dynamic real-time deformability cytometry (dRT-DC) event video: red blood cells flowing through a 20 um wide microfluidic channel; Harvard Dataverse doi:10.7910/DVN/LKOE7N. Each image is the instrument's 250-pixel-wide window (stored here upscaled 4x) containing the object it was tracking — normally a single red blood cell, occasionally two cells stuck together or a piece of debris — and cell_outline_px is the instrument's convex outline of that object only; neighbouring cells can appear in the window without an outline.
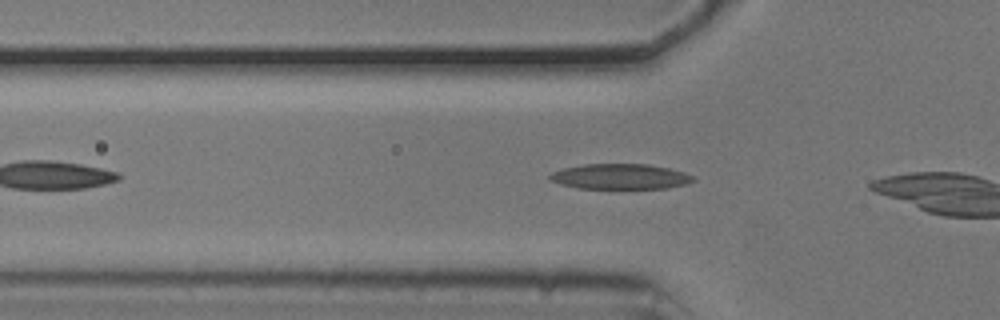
{"species": "common noctule bat (a hibernating species)", "species_latin": "Nyctalus noctula", "temperature_condition": "cold", "stored_images_in_passage": 9, "camera_frame_rate_fps": 3000, "um_per_image_px": 0.085, "animal": {"sex": "male", "body_mass_g": 20.5, "forearm_length_mm": 52.5}, "frame": {"image": 1, "passage_image": 3, "time_ms": 0.667, "image_size_px": [1000, 320], "cell_outline_px": [[696, 180], [688, 184], [668, 188], [580, 188], [560, 184], [548, 180], [548, 176], [552, 172], [560, 168], [584, 164], [648, 164], [668, 168], [684, 172], [692, 176]], "centroid_in_image_um": [52.69, 15.0], "position_along_channel_um": 73.1, "area_um2": 21.27}}
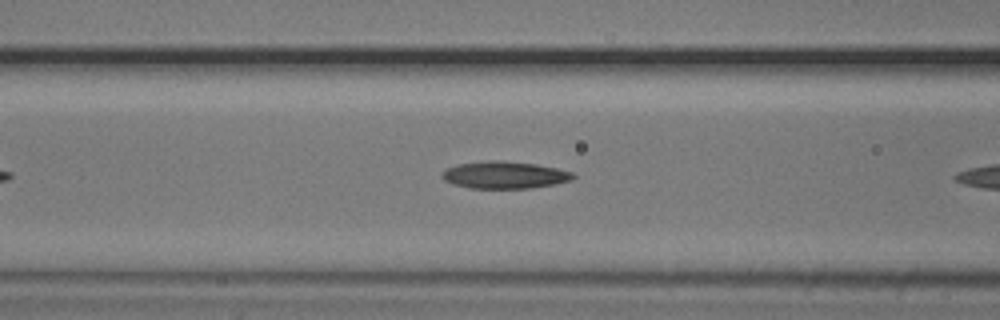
{"frame": {"image": 2, "passage_image": 7, "time_ms": 2.0, "image_size_px": [1000, 320], "cell_outline_px": [[576, 176], [572, 180], [556, 184], [532, 188], [468, 188], [452, 184], [444, 180], [440, 176], [440, 172], [444, 168], [456, 164], [484, 160], [500, 160], [536, 164], [556, 168], [572, 172]], "centroid_in_image_um": [42.83, 14.87], "position_along_channel_um": 123.8, "area_um2": 21.15}}